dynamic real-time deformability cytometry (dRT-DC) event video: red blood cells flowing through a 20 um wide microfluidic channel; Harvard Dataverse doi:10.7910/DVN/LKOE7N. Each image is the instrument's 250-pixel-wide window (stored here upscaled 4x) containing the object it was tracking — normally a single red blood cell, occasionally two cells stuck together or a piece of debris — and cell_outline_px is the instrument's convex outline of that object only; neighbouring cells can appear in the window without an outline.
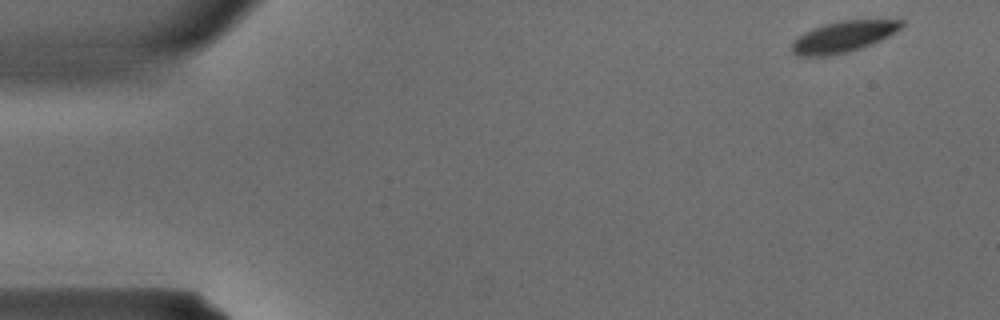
{"species": "common noctule bat (a hibernating species)", "species_latin": "Nyctalus noctula", "temperature_condition": "warm", "stored_images_in_passage": 35, "camera_frame_rate_fps": 3000, "um_per_image_px": 0.085, "animal": {"sex": "male", "body_mass_g": 15.6}, "frame": {"image": 1, "passage_image": 1, "time_ms": 0.0, "image_size_px": [1000, 320], "cell_outline_px": [[904, 24], [900, 28], [888, 36], [872, 44], [848, 52], [828, 56], [796, 56], [792, 52], [792, 44], [804, 32], [824, 24], [840, 20], [904, 20]], "centroid_in_image_um": [71.68, 3.12], "position_along_channel_um": 13.3, "area_um2": 19.65}}
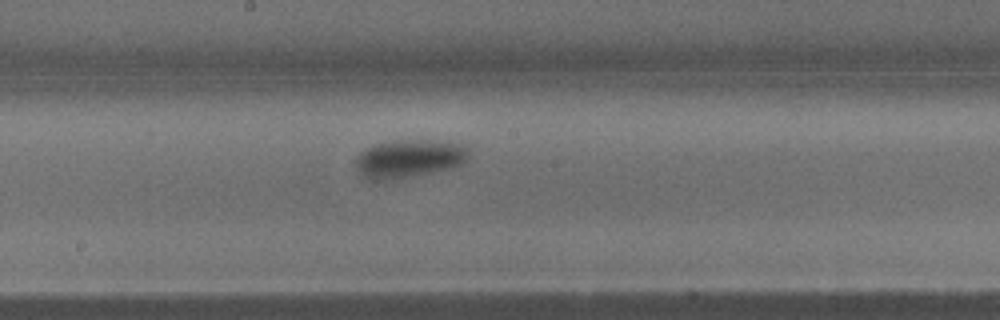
{"frame": {"image": 2, "passage_image": 18, "time_ms": 5.667, "image_size_px": [1000, 320], "cell_outline_px": [[468, 160], [452, 168], [396, 180], [368, 180], [360, 176], [356, 168], [356, 156], [360, 152], [376, 144], [396, 140], [428, 140], [464, 144], [468, 148]], "centroid_in_image_um": [34.75, 13.5], "position_along_channel_um": 213.5, "area_um2": 25.43}}
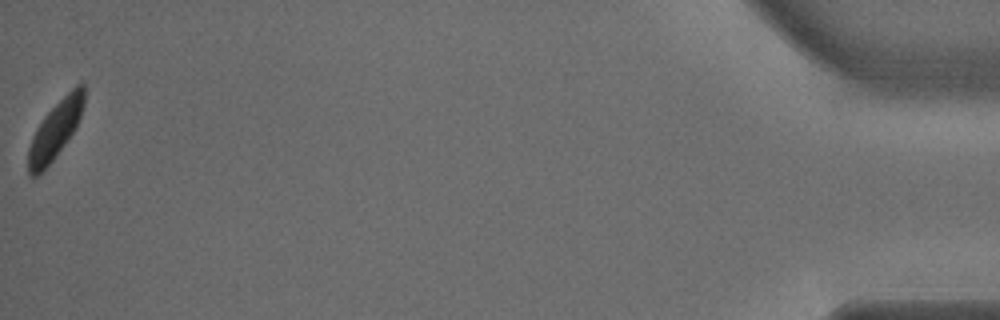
{"frame": {"image": 3, "passage_image": 35, "time_ms": 11.333, "image_size_px": [1000, 320], "cell_outline_px": [[84, 104], [76, 128], [44, 172], [36, 176], [28, 176], [28, 148], [32, 136], [36, 128], [44, 116], [76, 84], [84, 84]], "centroid_in_image_um": [4.67, 11.09], "position_along_channel_um": 430.5, "area_um2": 18.67}}